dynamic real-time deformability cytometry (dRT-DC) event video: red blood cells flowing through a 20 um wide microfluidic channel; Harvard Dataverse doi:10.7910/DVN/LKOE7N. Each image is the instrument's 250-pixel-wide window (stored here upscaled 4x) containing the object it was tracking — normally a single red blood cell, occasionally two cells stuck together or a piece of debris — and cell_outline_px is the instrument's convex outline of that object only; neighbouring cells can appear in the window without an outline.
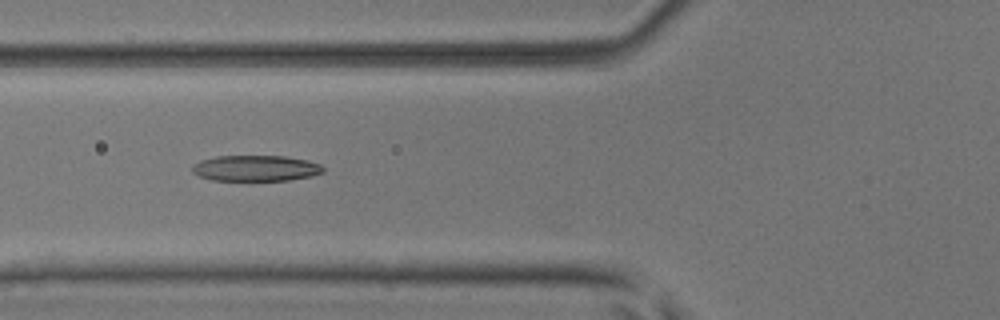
{"species": "common noctule bat (a hibernating species)", "species_latin": "Nyctalus noctula", "temperature_condition": "room temperature", "stored_images_in_passage": 7, "camera_frame_rate_fps": 3000, "um_per_image_px": 0.085, "animal": {"sex": "male", "body_mass_g": 17.9, "forearm_length_mm": 54.2}, "frame": {"image": 1, "passage_image": 5, "time_ms": 1.333, "image_size_px": [1000, 320], "cell_outline_px": [[324, 172], [308, 176], [288, 180], [212, 180], [200, 176], [192, 172], [192, 164], [200, 160], [216, 156], [284, 156], [308, 160], [320, 164], [324, 168]], "centroid_in_image_um": [21.71, 14.29], "position_along_channel_um": 104.1, "area_um2": 19.65}}
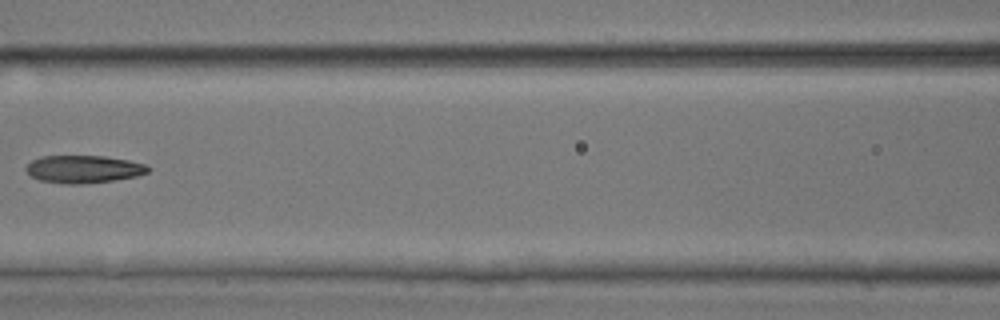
{"frame": {"image": 2, "passage_image": 6, "time_ms": 1.667, "image_size_px": [1000, 320], "cell_outline_px": [[152, 168], [148, 172], [136, 176], [112, 180], [80, 184], [60, 184], [40, 180], [32, 176], [24, 168], [32, 160], [40, 156], [104, 156], [128, 160], [144, 164]], "centroid_in_image_um": [7.09, 14.37], "position_along_channel_um": 159.5, "area_um2": 19.59}}
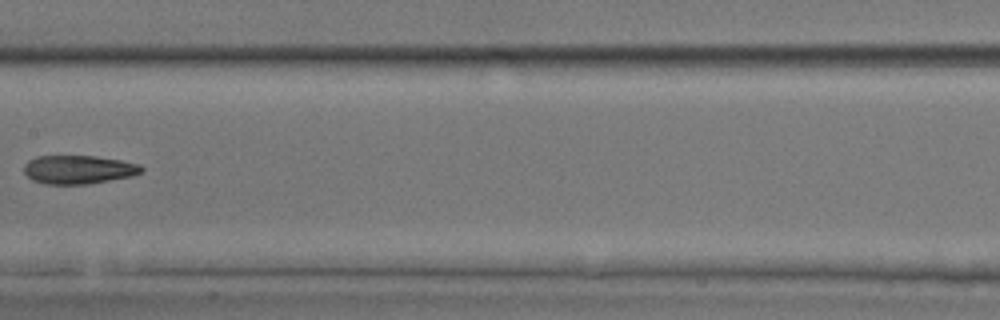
{"frame": {"image": 3, "passage_image": 7, "time_ms": 2.0, "image_size_px": [1000, 320], "cell_outline_px": [[144, 168], [140, 172], [132, 176], [88, 184], [44, 184], [32, 180], [24, 172], [24, 164], [28, 160], [36, 156], [96, 156], [120, 160], [140, 164]], "centroid_in_image_um": [6.65, 14.41], "position_along_channel_um": 200.7, "area_um2": 19.59}}